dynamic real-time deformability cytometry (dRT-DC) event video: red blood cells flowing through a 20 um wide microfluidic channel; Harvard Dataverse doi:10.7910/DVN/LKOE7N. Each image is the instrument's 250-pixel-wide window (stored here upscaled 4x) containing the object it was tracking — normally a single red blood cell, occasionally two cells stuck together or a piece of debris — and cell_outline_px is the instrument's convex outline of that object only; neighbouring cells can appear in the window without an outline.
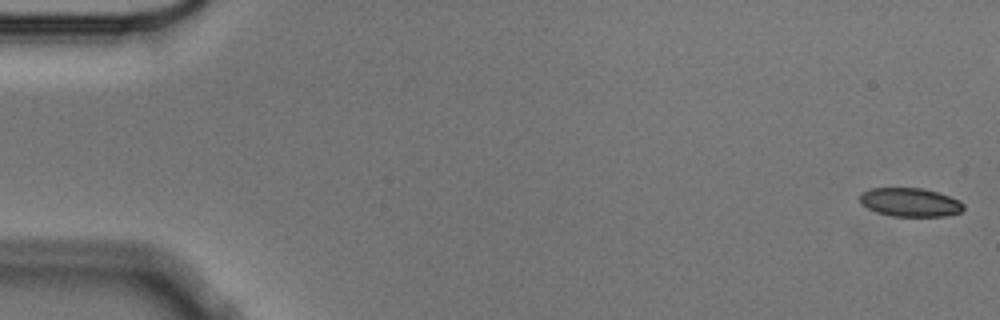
{"species": "Egyptian fruit bat (a non-hibernating species)", "species_latin": "Rousettus aegyptiacus", "temperature_condition": "cold", "stored_images_in_passage": 5, "camera_frame_rate_fps": 3000, "um_per_image_px": 0.085, "animal": {"sex": "male"}, "frame": {"image": 1, "passage_image": 5, "time_ms": 1.333, "image_size_px": [1000, 320], "cell_outline_px": [[964, 208], [960, 212], [948, 216], [892, 216], [876, 212], [868, 208], [860, 200], [860, 192], [872, 188], [920, 188], [936, 192], [960, 200], [964, 204]], "centroid_in_image_um": [77.37, 17.2], "position_along_channel_um": 7.6, "area_um2": 17.22}}